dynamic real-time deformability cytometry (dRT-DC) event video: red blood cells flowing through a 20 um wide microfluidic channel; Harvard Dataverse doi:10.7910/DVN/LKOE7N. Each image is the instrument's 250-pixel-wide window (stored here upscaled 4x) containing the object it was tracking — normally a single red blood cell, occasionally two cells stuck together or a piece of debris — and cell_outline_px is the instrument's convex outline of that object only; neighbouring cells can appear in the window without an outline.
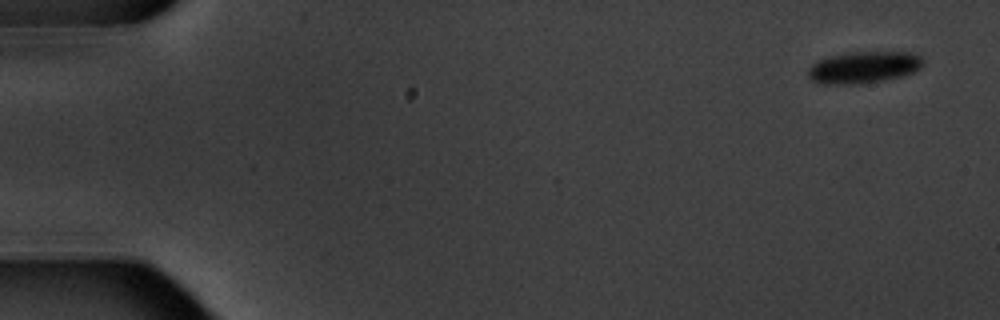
{"species": "common noctule bat (a hibernating species)", "species_latin": "Nyctalus noctula", "temperature_condition": "warm", "stored_images_in_passage": 5, "camera_frame_rate_fps": 3000, "um_per_image_px": 0.085, "animal": {"sex": "male", "body_mass_g": 20.1, "forearm_length_mm": 53.5}, "frame": {"image": 1, "passage_image": 1, "time_ms": 0.0, "image_size_px": [1000, 320], "cell_outline_px": [[924, 64], [920, 68], [904, 76], [884, 80], [856, 84], [824, 84], [812, 80], [808, 76], [808, 68], [812, 64], [828, 56], [848, 52], [908, 52], [920, 56], [924, 60]], "centroid_in_image_um": [73.42, 5.72], "position_along_channel_um": 11.6, "area_um2": 21.33}}
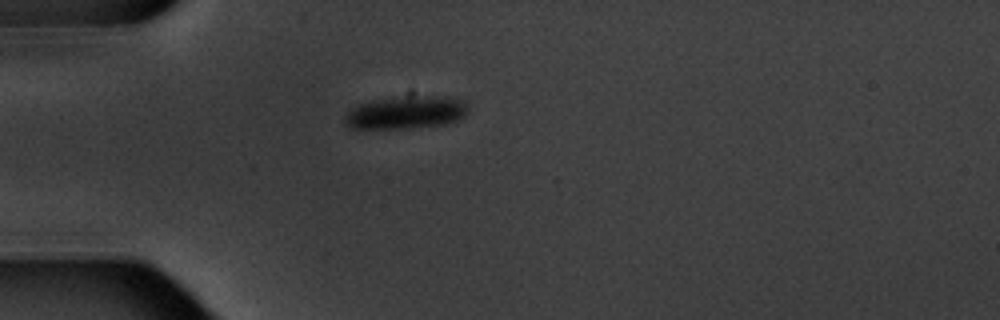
{"frame": {"image": 2, "passage_image": 5, "time_ms": 4.667, "image_size_px": [1000, 320], "cell_outline_px": [[468, 112], [460, 120], [448, 124], [408, 128], [352, 128], [344, 124], [344, 116], [356, 104], [372, 100], [400, 96], [448, 96], [464, 100], [468, 108]], "centroid_in_image_um": [34.53, 9.55], "position_along_channel_um": 50.5, "area_um2": 23.99}}